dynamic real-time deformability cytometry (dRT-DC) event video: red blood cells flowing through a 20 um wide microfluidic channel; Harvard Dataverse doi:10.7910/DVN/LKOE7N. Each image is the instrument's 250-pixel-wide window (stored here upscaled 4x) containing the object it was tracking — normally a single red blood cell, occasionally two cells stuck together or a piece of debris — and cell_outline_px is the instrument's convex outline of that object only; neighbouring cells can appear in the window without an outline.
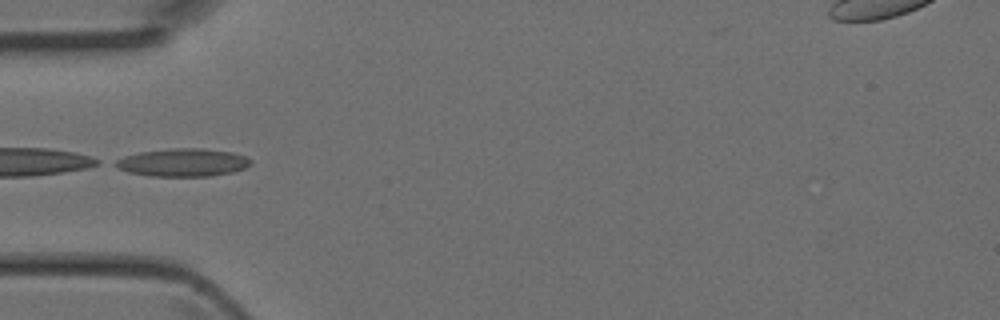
{"species": "Egyptian fruit bat (a non-hibernating species)", "species_latin": "Rousettus aegyptiacus", "temperature_condition": "room temperature", "stored_images_in_passage": 5, "camera_frame_rate_fps": 3000, "um_per_image_px": 0.085, "animal": {"sex": "female"}, "frame": {"image": 1, "passage_image": 4, "time_ms": 1.0, "image_size_px": [1000, 320], "cell_outline_px": [[252, 164], [244, 168], [232, 172], [212, 176], [148, 176], [128, 172], [116, 168], [108, 164], [124, 156], [140, 152], [172, 148], [200, 148], [232, 152], [244, 156], [252, 160]], "centroid_in_image_um": [15.48, 13.82], "position_along_channel_um": 69.5, "area_um2": 22.25}}
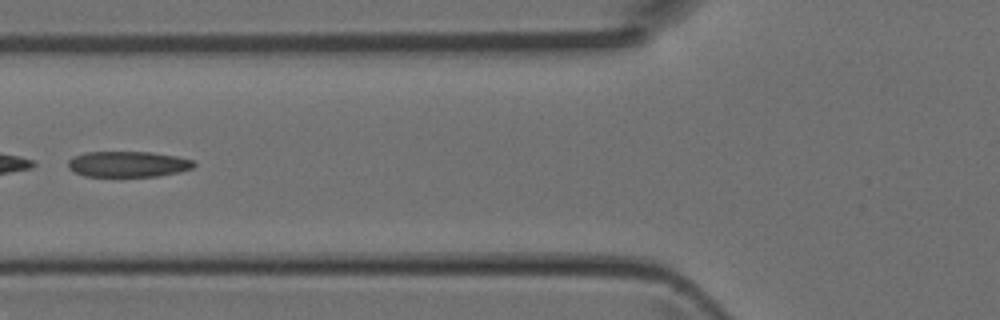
{"frame": {"image": 2, "passage_image": 5, "time_ms": 1.333, "image_size_px": [1000, 320], "cell_outline_px": [[196, 164], [192, 168], [180, 172], [156, 176], [84, 176], [68, 168], [68, 160], [72, 156], [84, 152], [152, 152], [176, 156], [192, 160]], "centroid_in_image_um": [10.86, 13.94], "position_along_channel_um": 114.9, "area_um2": 18.9}}